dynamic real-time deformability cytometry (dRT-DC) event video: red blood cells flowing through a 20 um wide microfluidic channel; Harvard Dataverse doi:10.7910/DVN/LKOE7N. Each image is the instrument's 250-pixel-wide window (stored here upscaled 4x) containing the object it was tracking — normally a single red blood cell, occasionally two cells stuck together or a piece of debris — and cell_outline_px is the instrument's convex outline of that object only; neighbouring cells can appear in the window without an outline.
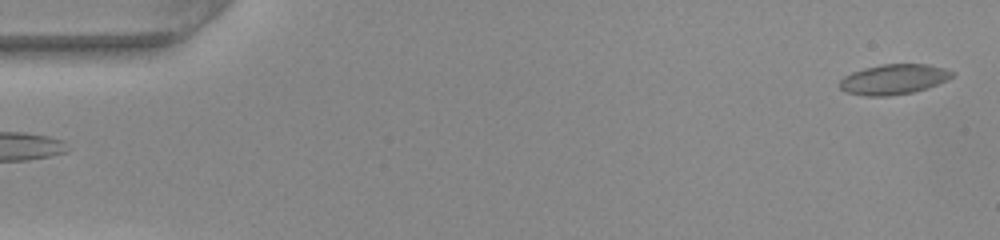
{"species": "common noctule bat (a hibernating species)", "species_latin": "Nyctalus noctula", "temperature_condition": "warm", "stored_images_in_passage": 50, "camera_frame_rate_fps": 3000, "um_per_image_px": 0.085, "animal": {"sex": "female", "body_mass_g": 22.0, "forearm_length_mm": 56.7}, "frame": {"image": 1, "passage_image": 1, "time_ms": 0.0, "image_size_px": [1000, 240], "cell_outline_px": [[956, 76], [948, 80], [912, 92], [888, 96], [864, 96], [848, 92], [840, 88], [840, 80], [844, 76], [852, 72], [864, 68], [880, 64], [928, 64], [944, 68], [956, 72]], "centroid_in_image_um": [75.99, 6.73], "position_along_channel_um": 9.0, "area_um2": 19.77}}
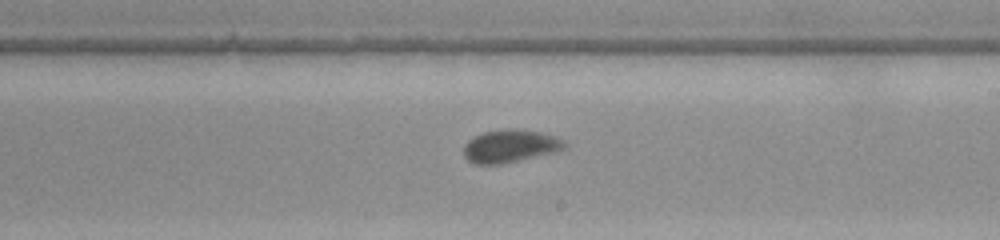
{"frame": {"image": 2, "passage_image": 29, "time_ms": 9.333, "image_size_px": [1000, 240], "cell_outline_px": [[568, 144], [564, 148], [552, 152], [500, 164], [476, 164], [468, 160], [464, 156], [464, 144], [468, 140], [484, 132], [508, 128], [540, 132], [556, 136], [564, 140]], "centroid_in_image_um": [43.35, 12.4], "position_along_channel_um": 245.6, "area_um2": 18.96}}
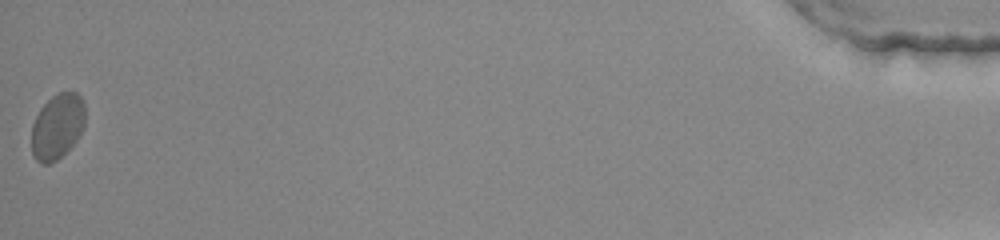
{"frame": {"image": 3, "passage_image": 50, "time_ms": 16.333, "image_size_px": [1000, 240], "cell_outline_px": [[84, 128], [76, 140], [56, 160], [48, 164], [44, 164], [36, 160], [32, 156], [32, 124], [40, 108], [52, 96], [60, 92], [76, 92], [80, 96], [84, 104]], "centroid_in_image_um": [4.86, 10.74], "position_along_channel_um": 430.3, "area_um2": 20.23}, "authors_computed_cell_mechanics": {"area_um2": 19.0162, "velocity_mm_per_s": 4.0447, "shape_relaxation_time_tau1_ms": null, "shape_relaxation_time_tau2_ms": 1.0154, "deformation_change_tau1": null, "deformation_change_tau2": 0.0403}}